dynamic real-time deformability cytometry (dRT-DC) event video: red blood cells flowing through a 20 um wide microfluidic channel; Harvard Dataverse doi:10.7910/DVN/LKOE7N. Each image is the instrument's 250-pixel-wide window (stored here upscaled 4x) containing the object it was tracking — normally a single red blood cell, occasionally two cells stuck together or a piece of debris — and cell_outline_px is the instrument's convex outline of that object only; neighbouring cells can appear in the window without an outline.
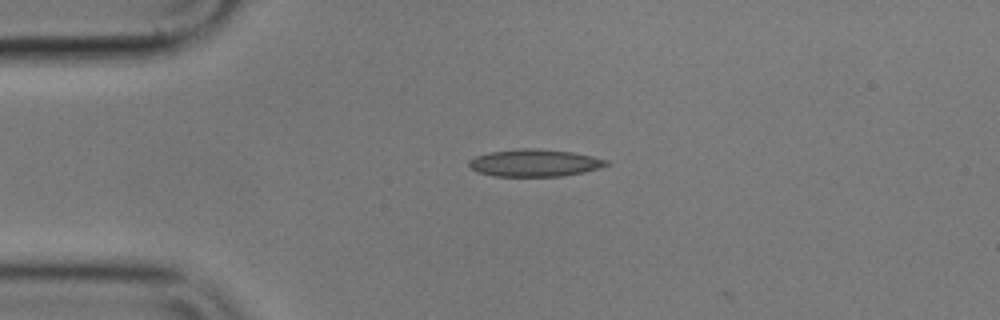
{"species": "common noctule bat (a hibernating species)", "species_latin": "Nyctalus noctula", "temperature_condition": "cold", "stored_images_in_passage": 42, "camera_frame_rate_fps": 3000, "um_per_image_px": 0.085, "animal": {"sex": "male", "body_mass_g": 17.9}, "frame": {"image": 1, "passage_image": 2, "time_ms": 0.333, "image_size_px": [1000, 320], "cell_outline_px": [[612, 164], [600, 168], [584, 172], [564, 176], [492, 176], [476, 172], [468, 168], [468, 160], [476, 156], [492, 152], [520, 148], [536, 148], [572, 152], [592, 156], [608, 160]], "centroid_in_image_um": [45.44, 13.85], "position_along_channel_um": 39.6, "area_um2": 22.08}}
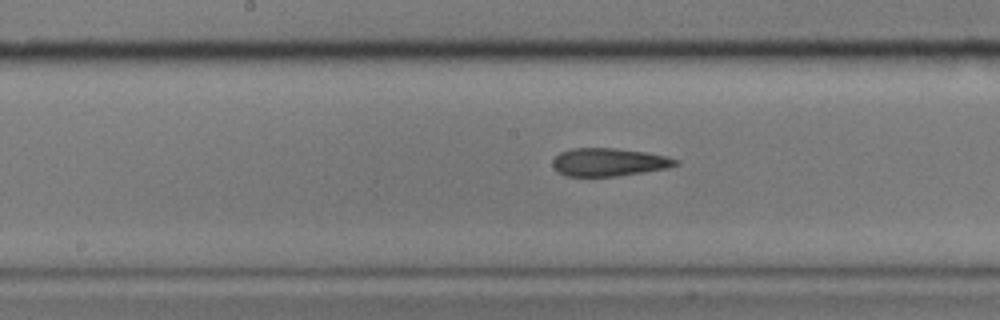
{"frame": {"image": 2, "passage_image": 17, "time_ms": 5.333, "image_size_px": [1000, 320], "cell_outline_px": [[680, 164], [668, 168], [644, 172], [616, 176], [568, 176], [556, 172], [552, 168], [552, 160], [560, 152], [572, 148], [616, 148], [644, 152], [664, 156], [680, 160]], "centroid_in_image_um": [51.73, 13.78], "position_along_channel_um": 196.5, "area_um2": 20.17}}
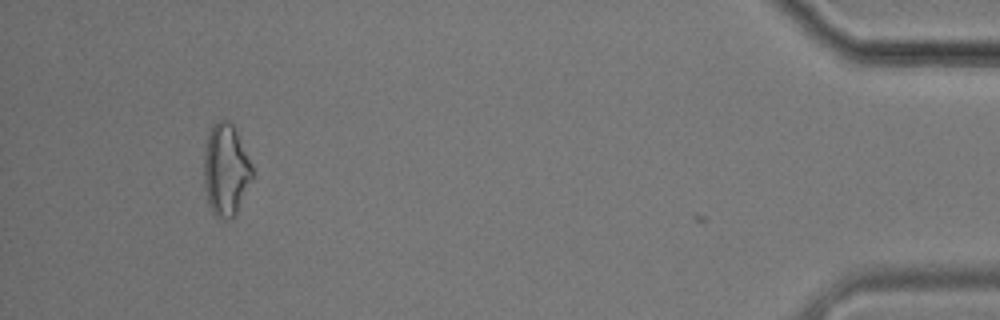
{"frame": {"image": 3, "passage_image": 41, "time_ms": 13.333, "image_size_px": [1000, 320], "cell_outline_px": [[252, 180], [236, 212], [228, 220], [224, 220], [216, 216], [212, 212], [208, 204], [204, 188], [204, 152], [208, 132], [212, 124], [216, 120], [228, 120], [236, 128], [252, 164]], "centroid_in_image_um": [19.18, 14.41], "position_along_channel_um": 416.0, "area_um2": 26.18}, "authors_computed_cell_mechanics": {"area_um2": 20.9814, "velocity_mm_per_s": 3.6125, "shape_relaxation_time_tau1_ms": 5.63, "shape_relaxation_time_tau2_ms": 3.7628, "deformation_change_tau1": 0.1602, "deformation_change_tau2": 0.1493}}